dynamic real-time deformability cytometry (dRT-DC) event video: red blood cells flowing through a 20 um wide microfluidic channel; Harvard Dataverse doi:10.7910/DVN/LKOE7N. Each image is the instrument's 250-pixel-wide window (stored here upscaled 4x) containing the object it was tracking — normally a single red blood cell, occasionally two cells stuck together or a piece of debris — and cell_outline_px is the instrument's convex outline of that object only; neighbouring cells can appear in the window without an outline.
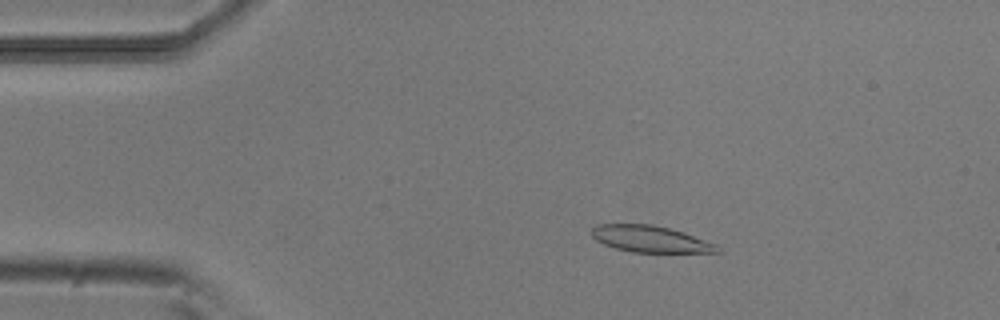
{"species": "common noctule bat (a hibernating species)", "species_latin": "Nyctalus noctula", "temperature_condition": "room temperature", "stored_images_in_passage": 54, "camera_frame_rate_fps": 3000, "um_per_image_px": 0.085, "animal": {"sex": "male", "body_mass_g": 20.5, "forearm_length_mm": 52.5}, "frame": {"image": 1, "passage_image": 10, "time_ms": 3.0, "image_size_px": [1000, 320], "cell_outline_px": [[720, 252], [632, 252], [616, 248], [604, 244], [596, 240], [592, 236], [592, 228], [596, 224], [652, 224], [684, 232], [716, 244], [720, 248]], "centroid_in_image_um": [55.27, 20.31], "position_along_channel_um": 29.7, "area_um2": 19.31}}
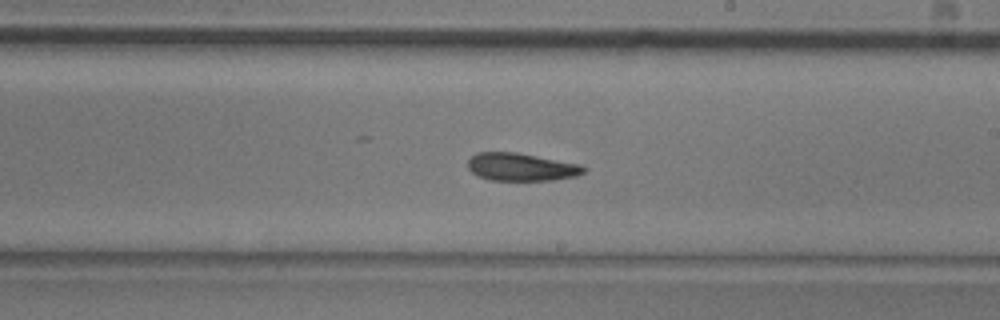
{"frame": {"image": 2, "passage_image": 31, "time_ms": 10.0, "image_size_px": [1000, 320], "cell_outline_px": [[588, 168], [584, 172], [576, 176], [556, 180], [488, 180], [476, 176], [468, 168], [468, 160], [476, 152], [516, 152], [580, 164]], "centroid_in_image_um": [44.3, 14.2], "position_along_channel_um": 244.7, "area_um2": 18.9}}
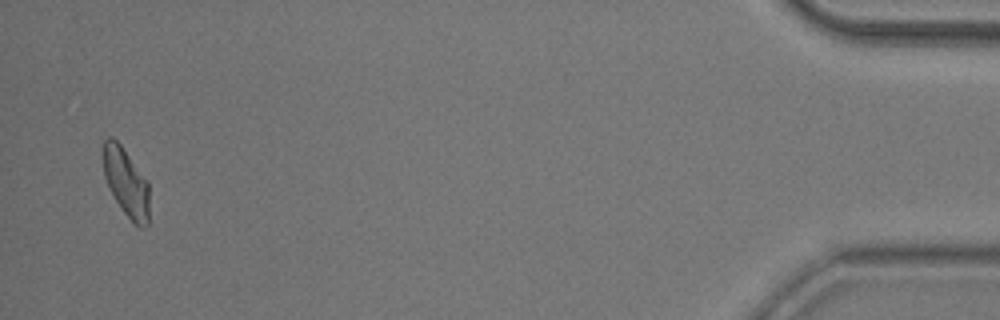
{"frame": {"image": 3, "passage_image": 52, "time_ms": 17.0, "image_size_px": [1000, 320], "cell_outline_px": [[148, 224], [144, 228], [140, 228], [124, 212], [116, 200], [104, 176], [100, 156], [104, 140], [108, 136], [112, 136], [120, 144], [148, 180]], "centroid_in_image_um": [10.68, 15.42], "position_along_channel_um": 424.5, "area_um2": 18.5}, "authors_computed_cell_mechanics": {"area_um2": 19.3052, "velocity_mm_per_s": 3.8069, "shape_relaxation_time_tau1_ms": 5.2588, "shape_relaxation_time_tau2_ms": 3.1525, "deformation_change_tau1": 0.131, "deformation_change_tau2": 0.1008}}